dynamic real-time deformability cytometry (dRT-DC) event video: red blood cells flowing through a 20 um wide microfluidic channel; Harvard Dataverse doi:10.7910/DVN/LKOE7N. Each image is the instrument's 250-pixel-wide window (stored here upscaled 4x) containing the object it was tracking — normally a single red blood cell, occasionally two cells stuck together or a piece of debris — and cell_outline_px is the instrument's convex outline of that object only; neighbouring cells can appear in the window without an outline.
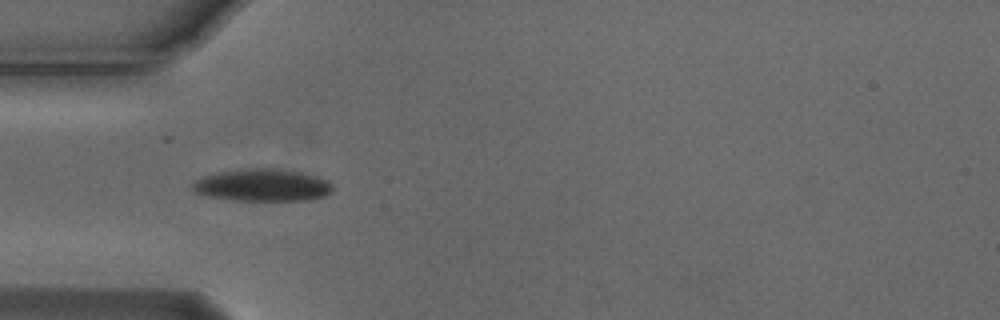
{"species": "Egyptian fruit bat (a non-hibernating species)", "species_latin": "Rousettus aegyptiacus", "temperature_condition": "cold", "stored_images_in_passage": 4, "camera_frame_rate_fps": 3000, "um_per_image_px": 0.085, "animal": {"sex": "male"}, "frame": {"image": 1, "passage_image": 1, "time_ms": 0.0, "image_size_px": [1000, 320], "cell_outline_px": [[332, 188], [324, 196], [308, 200], [232, 200], [212, 196], [196, 192], [192, 188], [192, 184], [196, 180], [204, 176], [220, 172], [240, 168], [276, 168], [300, 172], [316, 176], [328, 180], [332, 184]], "centroid_in_image_um": [22.32, 15.72], "position_along_channel_um": 62.7, "area_um2": 26.13}}
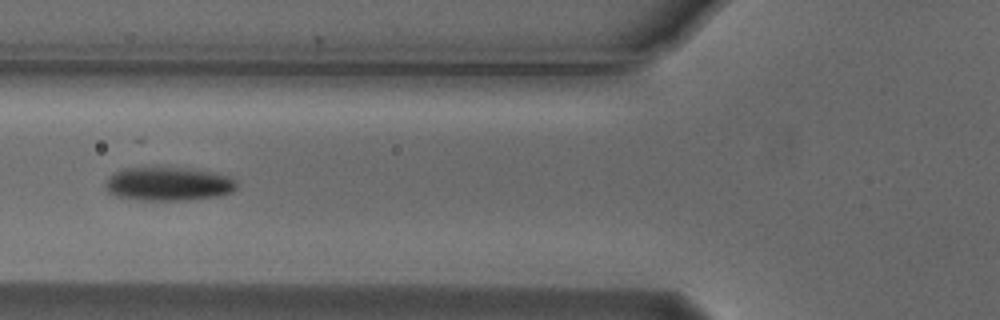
{"frame": {"image": 2, "passage_image": 2, "time_ms": 0.333, "image_size_px": [1000, 320], "cell_outline_px": [[236, 188], [232, 192], [216, 196], [188, 200], [140, 200], [116, 196], [108, 192], [108, 176], [112, 172], [124, 168], [188, 168], [212, 172], [228, 176], [236, 180]], "centroid_in_image_um": [14.32, 15.63], "position_along_channel_um": 111.5, "area_um2": 25.55}}
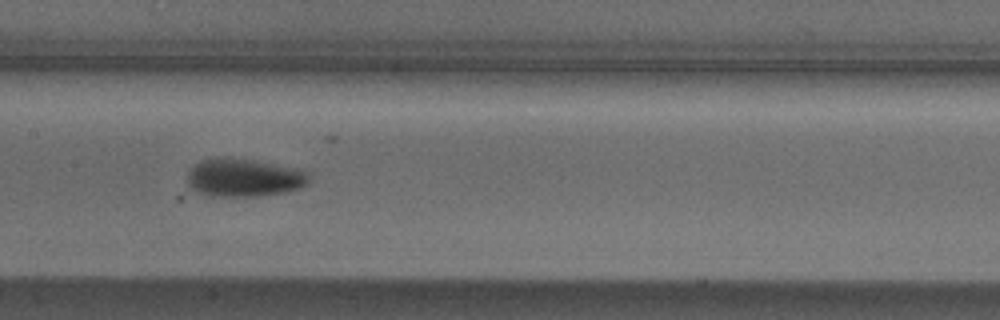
{"frame": {"image": 3, "passage_image": 4, "time_ms": 1.0, "image_size_px": [1000, 320], "cell_outline_px": [[312, 176], [308, 184], [300, 188], [284, 192], [256, 196], [208, 196], [192, 188], [188, 184], [188, 172], [200, 160], [252, 160], [300, 168]], "centroid_in_image_um": [20.82, 15.13], "position_along_channel_um": 186.6, "area_um2": 26.41}}